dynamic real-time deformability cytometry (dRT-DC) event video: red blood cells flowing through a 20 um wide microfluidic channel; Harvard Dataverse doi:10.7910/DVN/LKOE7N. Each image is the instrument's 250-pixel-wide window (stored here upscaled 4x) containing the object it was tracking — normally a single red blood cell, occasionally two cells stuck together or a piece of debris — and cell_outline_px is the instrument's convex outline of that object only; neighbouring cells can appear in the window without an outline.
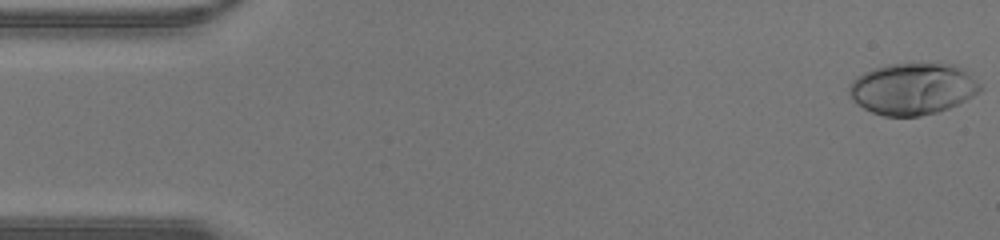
{"species": "human", "species_latin": "Homo sapiens", "temperature_condition": "warm", "stored_images_in_passage": 42, "camera_frame_rate_fps": 3000, "um_per_image_px": 0.085, "donor": {"sex": "male"}, "frame": {"image": 1, "passage_image": 1, "time_ms": 0.0, "image_size_px": [1000, 240], "cell_outline_px": [[984, 88], [980, 92], [948, 108], [936, 112], [920, 116], [884, 116], [872, 112], [856, 104], [852, 100], [848, 92], [848, 88], [852, 80], [856, 76], [872, 68], [888, 64], [956, 64], [972, 72]], "centroid_in_image_um": [77.6, 7.53], "position_along_channel_um": 7.4, "area_um2": 39.82}}
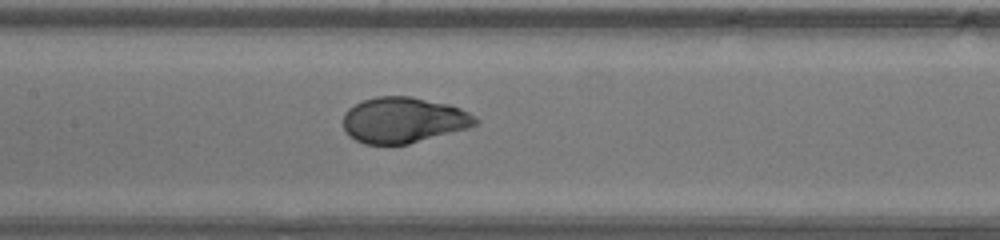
{"frame": {"image": 2, "passage_image": 20, "time_ms": 6.333, "image_size_px": [1000, 240], "cell_outline_px": [[480, 120], [476, 124], [468, 128], [408, 144], [364, 144], [348, 136], [344, 128], [344, 112], [348, 108], [364, 100], [376, 96], [412, 96], [448, 104], [460, 108], [476, 116]], "centroid_in_image_um": [34.3, 10.2], "position_along_channel_um": 173.1, "area_um2": 35.32}}
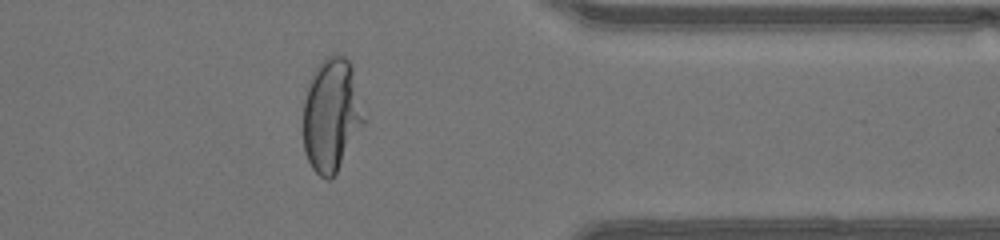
{"frame": {"image": 3, "passage_image": 34, "time_ms": 11.0, "image_size_px": [1000, 240], "cell_outline_px": [[364, 124], [332, 180], [328, 180], [320, 176], [312, 168], [304, 152], [304, 100], [308, 80], [316, 64], [324, 56], [332, 52], [340, 52], [348, 60], [352, 68], [364, 120]], "centroid_in_image_um": [28.14, 9.73], "position_along_channel_um": 383.3, "area_um2": 40.23}}